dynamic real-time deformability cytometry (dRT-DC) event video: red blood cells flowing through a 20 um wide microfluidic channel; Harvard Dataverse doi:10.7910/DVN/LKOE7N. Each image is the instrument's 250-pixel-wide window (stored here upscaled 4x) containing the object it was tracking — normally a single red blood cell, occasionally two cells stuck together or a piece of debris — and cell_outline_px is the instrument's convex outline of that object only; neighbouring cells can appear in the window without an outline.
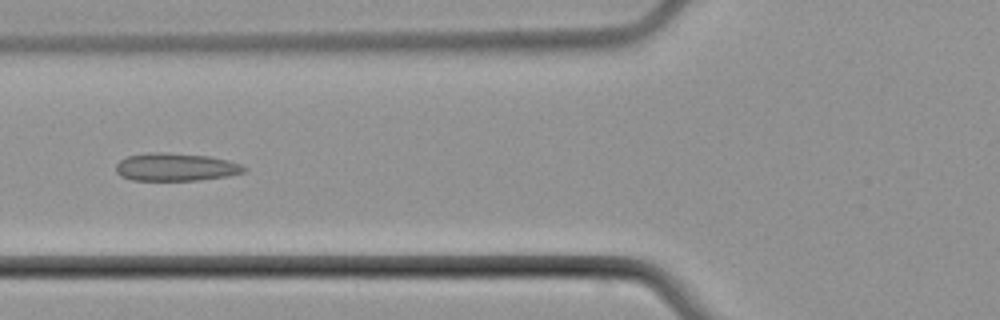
{"species": "common noctule bat (a hibernating species)", "species_latin": "Nyctalus noctula", "temperature_condition": "cold", "stored_images_in_passage": 6, "camera_frame_rate_fps": 3000, "um_per_image_px": 0.085, "animal": {"sex": "male", "body_mass_g": 21.5, "forearm_length_mm": 52.0}, "frame": {"image": 1, "passage_image": 6, "time_ms": 6.0, "image_size_px": [1000, 320], "cell_outline_px": [[248, 168], [244, 172], [228, 176], [200, 180], [132, 180], [120, 176], [116, 172], [116, 164], [120, 160], [128, 156], [148, 152], [168, 152], [208, 156], [228, 160], [240, 164]], "centroid_in_image_um": [14.93, 14.19], "position_along_channel_um": 110.9, "area_um2": 20.92}}